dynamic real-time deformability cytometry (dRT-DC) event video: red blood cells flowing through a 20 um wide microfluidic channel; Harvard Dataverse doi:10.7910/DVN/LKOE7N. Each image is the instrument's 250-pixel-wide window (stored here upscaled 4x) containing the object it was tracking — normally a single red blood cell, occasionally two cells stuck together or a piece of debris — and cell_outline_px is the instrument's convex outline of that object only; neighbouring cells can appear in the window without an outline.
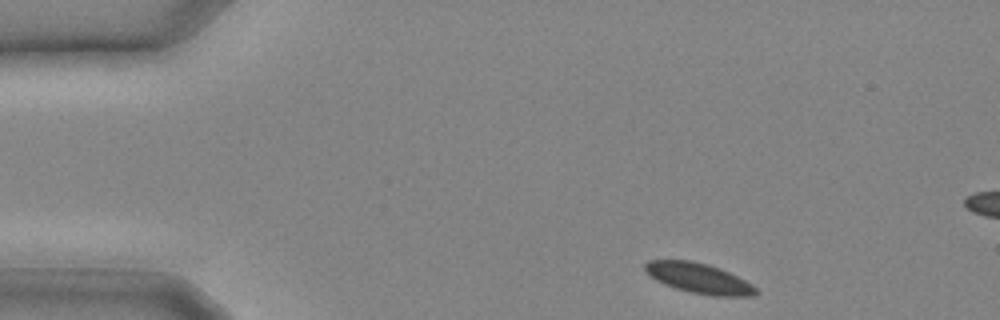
{"species": "common noctule bat (a hibernating species)", "species_latin": "Nyctalus noctula", "temperature_condition": "cold", "stored_images_in_passage": 6, "camera_frame_rate_fps": 3000, "um_per_image_px": 0.085, "animal": {"sex": "male", "body_mass_g": 20.4}, "frame": {"image": 1, "passage_image": 1, "time_ms": 0.0, "image_size_px": [1000, 320], "cell_outline_px": [[760, 292], [756, 296], [712, 296], [692, 292], [676, 288], [664, 284], [656, 280], [644, 268], [644, 264], [648, 260], [692, 260], [708, 264], [728, 272], [752, 284]], "centroid_in_image_um": [59.43, 23.65], "position_along_channel_um": 25.6, "area_um2": 19.36}}